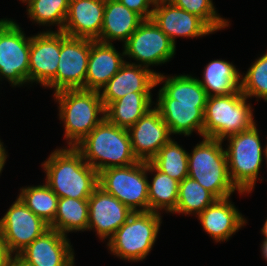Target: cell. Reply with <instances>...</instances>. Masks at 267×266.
Masks as SVG:
<instances>
[{
    "label": "cell",
    "mask_w": 267,
    "mask_h": 266,
    "mask_svg": "<svg viewBox=\"0 0 267 266\" xmlns=\"http://www.w3.org/2000/svg\"><path fill=\"white\" fill-rule=\"evenodd\" d=\"M42 165L46 184L58 198L88 199L98 186V172L75 147L57 149Z\"/></svg>",
    "instance_id": "1"
},
{
    "label": "cell",
    "mask_w": 267,
    "mask_h": 266,
    "mask_svg": "<svg viewBox=\"0 0 267 266\" xmlns=\"http://www.w3.org/2000/svg\"><path fill=\"white\" fill-rule=\"evenodd\" d=\"M75 148L98 173L107 168L125 167L139 162L132 151L128 129L115 126L106 118Z\"/></svg>",
    "instance_id": "2"
},
{
    "label": "cell",
    "mask_w": 267,
    "mask_h": 266,
    "mask_svg": "<svg viewBox=\"0 0 267 266\" xmlns=\"http://www.w3.org/2000/svg\"><path fill=\"white\" fill-rule=\"evenodd\" d=\"M54 95L59 101L60 119L65 123V138L70 139V147H75L105 118L100 92L66 89ZM98 113L103 116L98 118Z\"/></svg>",
    "instance_id": "3"
},
{
    "label": "cell",
    "mask_w": 267,
    "mask_h": 266,
    "mask_svg": "<svg viewBox=\"0 0 267 266\" xmlns=\"http://www.w3.org/2000/svg\"><path fill=\"white\" fill-rule=\"evenodd\" d=\"M222 140L204 137L188 154V177L196 180L216 199L230 197L238 190L228 173L227 155Z\"/></svg>",
    "instance_id": "4"
},
{
    "label": "cell",
    "mask_w": 267,
    "mask_h": 266,
    "mask_svg": "<svg viewBox=\"0 0 267 266\" xmlns=\"http://www.w3.org/2000/svg\"><path fill=\"white\" fill-rule=\"evenodd\" d=\"M242 92L227 96H210L204 111L203 137L224 140L249 130L255 123L250 104Z\"/></svg>",
    "instance_id": "5"
},
{
    "label": "cell",
    "mask_w": 267,
    "mask_h": 266,
    "mask_svg": "<svg viewBox=\"0 0 267 266\" xmlns=\"http://www.w3.org/2000/svg\"><path fill=\"white\" fill-rule=\"evenodd\" d=\"M160 221L159 212H133L110 238L111 252L131 261L144 259L156 241Z\"/></svg>",
    "instance_id": "6"
},
{
    "label": "cell",
    "mask_w": 267,
    "mask_h": 266,
    "mask_svg": "<svg viewBox=\"0 0 267 266\" xmlns=\"http://www.w3.org/2000/svg\"><path fill=\"white\" fill-rule=\"evenodd\" d=\"M147 161L111 167L98 173V186L133 212L149 211ZM141 206L142 209H137Z\"/></svg>",
    "instance_id": "7"
},
{
    "label": "cell",
    "mask_w": 267,
    "mask_h": 266,
    "mask_svg": "<svg viewBox=\"0 0 267 266\" xmlns=\"http://www.w3.org/2000/svg\"><path fill=\"white\" fill-rule=\"evenodd\" d=\"M228 173L239 193L252 191L262 163V147L256 126L227 137Z\"/></svg>",
    "instance_id": "8"
},
{
    "label": "cell",
    "mask_w": 267,
    "mask_h": 266,
    "mask_svg": "<svg viewBox=\"0 0 267 266\" xmlns=\"http://www.w3.org/2000/svg\"><path fill=\"white\" fill-rule=\"evenodd\" d=\"M31 37L11 20H0V75L13 85L28 82Z\"/></svg>",
    "instance_id": "9"
},
{
    "label": "cell",
    "mask_w": 267,
    "mask_h": 266,
    "mask_svg": "<svg viewBox=\"0 0 267 266\" xmlns=\"http://www.w3.org/2000/svg\"><path fill=\"white\" fill-rule=\"evenodd\" d=\"M90 39L67 36L60 31V56L56 73V92L85 89Z\"/></svg>",
    "instance_id": "10"
},
{
    "label": "cell",
    "mask_w": 267,
    "mask_h": 266,
    "mask_svg": "<svg viewBox=\"0 0 267 266\" xmlns=\"http://www.w3.org/2000/svg\"><path fill=\"white\" fill-rule=\"evenodd\" d=\"M124 44L123 56L135 58L143 62L145 67L167 62L174 55L176 47L151 19L144 20Z\"/></svg>",
    "instance_id": "11"
},
{
    "label": "cell",
    "mask_w": 267,
    "mask_h": 266,
    "mask_svg": "<svg viewBox=\"0 0 267 266\" xmlns=\"http://www.w3.org/2000/svg\"><path fill=\"white\" fill-rule=\"evenodd\" d=\"M49 229V224L35 215L19 198L0 219V231L11 253L19 254Z\"/></svg>",
    "instance_id": "12"
},
{
    "label": "cell",
    "mask_w": 267,
    "mask_h": 266,
    "mask_svg": "<svg viewBox=\"0 0 267 266\" xmlns=\"http://www.w3.org/2000/svg\"><path fill=\"white\" fill-rule=\"evenodd\" d=\"M60 56V31L44 32L31 37L28 82L36 81L55 88Z\"/></svg>",
    "instance_id": "13"
},
{
    "label": "cell",
    "mask_w": 267,
    "mask_h": 266,
    "mask_svg": "<svg viewBox=\"0 0 267 266\" xmlns=\"http://www.w3.org/2000/svg\"><path fill=\"white\" fill-rule=\"evenodd\" d=\"M88 228H95L101 239L113 234L127 221L133 213L116 197L97 186L88 198Z\"/></svg>",
    "instance_id": "14"
},
{
    "label": "cell",
    "mask_w": 267,
    "mask_h": 266,
    "mask_svg": "<svg viewBox=\"0 0 267 266\" xmlns=\"http://www.w3.org/2000/svg\"><path fill=\"white\" fill-rule=\"evenodd\" d=\"M132 151L139 161H150L171 138L167 124L154 107L128 129Z\"/></svg>",
    "instance_id": "15"
},
{
    "label": "cell",
    "mask_w": 267,
    "mask_h": 266,
    "mask_svg": "<svg viewBox=\"0 0 267 266\" xmlns=\"http://www.w3.org/2000/svg\"><path fill=\"white\" fill-rule=\"evenodd\" d=\"M151 20L175 44V37H198L214 32L201 18L168 0H157Z\"/></svg>",
    "instance_id": "16"
},
{
    "label": "cell",
    "mask_w": 267,
    "mask_h": 266,
    "mask_svg": "<svg viewBox=\"0 0 267 266\" xmlns=\"http://www.w3.org/2000/svg\"><path fill=\"white\" fill-rule=\"evenodd\" d=\"M165 76L155 73L141 64L126 63L106 83L101 96L104 108L128 93L150 92V90L164 80Z\"/></svg>",
    "instance_id": "17"
},
{
    "label": "cell",
    "mask_w": 267,
    "mask_h": 266,
    "mask_svg": "<svg viewBox=\"0 0 267 266\" xmlns=\"http://www.w3.org/2000/svg\"><path fill=\"white\" fill-rule=\"evenodd\" d=\"M66 236L50 228L19 254L33 266H73L74 255Z\"/></svg>",
    "instance_id": "18"
},
{
    "label": "cell",
    "mask_w": 267,
    "mask_h": 266,
    "mask_svg": "<svg viewBox=\"0 0 267 266\" xmlns=\"http://www.w3.org/2000/svg\"><path fill=\"white\" fill-rule=\"evenodd\" d=\"M205 106L206 103H173V99L160 89L156 109L170 134L189 136L196 129L203 136Z\"/></svg>",
    "instance_id": "19"
},
{
    "label": "cell",
    "mask_w": 267,
    "mask_h": 266,
    "mask_svg": "<svg viewBox=\"0 0 267 266\" xmlns=\"http://www.w3.org/2000/svg\"><path fill=\"white\" fill-rule=\"evenodd\" d=\"M105 2L70 0L62 32L67 36L97 40L103 25Z\"/></svg>",
    "instance_id": "20"
},
{
    "label": "cell",
    "mask_w": 267,
    "mask_h": 266,
    "mask_svg": "<svg viewBox=\"0 0 267 266\" xmlns=\"http://www.w3.org/2000/svg\"><path fill=\"white\" fill-rule=\"evenodd\" d=\"M121 54L112 43H103L90 39V53L85 78V90L100 92L106 83L125 64Z\"/></svg>",
    "instance_id": "21"
},
{
    "label": "cell",
    "mask_w": 267,
    "mask_h": 266,
    "mask_svg": "<svg viewBox=\"0 0 267 266\" xmlns=\"http://www.w3.org/2000/svg\"><path fill=\"white\" fill-rule=\"evenodd\" d=\"M228 200L229 197L216 199L198 215L204 230L216 242L227 240L246 223L235 206Z\"/></svg>",
    "instance_id": "22"
},
{
    "label": "cell",
    "mask_w": 267,
    "mask_h": 266,
    "mask_svg": "<svg viewBox=\"0 0 267 266\" xmlns=\"http://www.w3.org/2000/svg\"><path fill=\"white\" fill-rule=\"evenodd\" d=\"M143 21L139 14L128 9L120 1L105 2L103 25L97 41L110 43L113 39L126 42Z\"/></svg>",
    "instance_id": "23"
},
{
    "label": "cell",
    "mask_w": 267,
    "mask_h": 266,
    "mask_svg": "<svg viewBox=\"0 0 267 266\" xmlns=\"http://www.w3.org/2000/svg\"><path fill=\"white\" fill-rule=\"evenodd\" d=\"M150 92H132L111 102L105 108V118L115 126L129 129L151 108Z\"/></svg>",
    "instance_id": "24"
},
{
    "label": "cell",
    "mask_w": 267,
    "mask_h": 266,
    "mask_svg": "<svg viewBox=\"0 0 267 266\" xmlns=\"http://www.w3.org/2000/svg\"><path fill=\"white\" fill-rule=\"evenodd\" d=\"M240 73L234 65L224 60H214L210 62L205 70L203 81L199 80L202 88L210 96H227L241 92ZM214 94H211V91Z\"/></svg>",
    "instance_id": "25"
},
{
    "label": "cell",
    "mask_w": 267,
    "mask_h": 266,
    "mask_svg": "<svg viewBox=\"0 0 267 266\" xmlns=\"http://www.w3.org/2000/svg\"><path fill=\"white\" fill-rule=\"evenodd\" d=\"M88 199L58 198L57 211L51 229L66 235L70 231L88 228Z\"/></svg>",
    "instance_id": "26"
},
{
    "label": "cell",
    "mask_w": 267,
    "mask_h": 266,
    "mask_svg": "<svg viewBox=\"0 0 267 266\" xmlns=\"http://www.w3.org/2000/svg\"><path fill=\"white\" fill-rule=\"evenodd\" d=\"M152 184H148L149 211L165 209L174 212L177 206L179 184L167 174L158 170L150 161H147V171H154Z\"/></svg>",
    "instance_id": "27"
},
{
    "label": "cell",
    "mask_w": 267,
    "mask_h": 266,
    "mask_svg": "<svg viewBox=\"0 0 267 266\" xmlns=\"http://www.w3.org/2000/svg\"><path fill=\"white\" fill-rule=\"evenodd\" d=\"M150 162L178 182L188 177V153L172 139L160 148Z\"/></svg>",
    "instance_id": "28"
},
{
    "label": "cell",
    "mask_w": 267,
    "mask_h": 266,
    "mask_svg": "<svg viewBox=\"0 0 267 266\" xmlns=\"http://www.w3.org/2000/svg\"><path fill=\"white\" fill-rule=\"evenodd\" d=\"M18 198L47 224L54 221L58 196L47 184L24 188Z\"/></svg>",
    "instance_id": "29"
},
{
    "label": "cell",
    "mask_w": 267,
    "mask_h": 266,
    "mask_svg": "<svg viewBox=\"0 0 267 266\" xmlns=\"http://www.w3.org/2000/svg\"><path fill=\"white\" fill-rule=\"evenodd\" d=\"M216 198L190 177L184 178L179 184L177 206L174 213L199 215L206 207L211 205Z\"/></svg>",
    "instance_id": "30"
},
{
    "label": "cell",
    "mask_w": 267,
    "mask_h": 266,
    "mask_svg": "<svg viewBox=\"0 0 267 266\" xmlns=\"http://www.w3.org/2000/svg\"><path fill=\"white\" fill-rule=\"evenodd\" d=\"M161 88L173 103H206L208 95L199 79L188 75L168 77Z\"/></svg>",
    "instance_id": "31"
},
{
    "label": "cell",
    "mask_w": 267,
    "mask_h": 266,
    "mask_svg": "<svg viewBox=\"0 0 267 266\" xmlns=\"http://www.w3.org/2000/svg\"><path fill=\"white\" fill-rule=\"evenodd\" d=\"M70 0H30L28 15L40 24H59L62 31ZM49 22V23H48Z\"/></svg>",
    "instance_id": "32"
},
{
    "label": "cell",
    "mask_w": 267,
    "mask_h": 266,
    "mask_svg": "<svg viewBox=\"0 0 267 266\" xmlns=\"http://www.w3.org/2000/svg\"><path fill=\"white\" fill-rule=\"evenodd\" d=\"M240 83L241 92L247 98L256 96L267 100V53L256 59Z\"/></svg>",
    "instance_id": "33"
},
{
    "label": "cell",
    "mask_w": 267,
    "mask_h": 266,
    "mask_svg": "<svg viewBox=\"0 0 267 266\" xmlns=\"http://www.w3.org/2000/svg\"><path fill=\"white\" fill-rule=\"evenodd\" d=\"M173 5L197 15L201 18L213 31L228 26V22L223 20L216 13L211 0H168Z\"/></svg>",
    "instance_id": "34"
},
{
    "label": "cell",
    "mask_w": 267,
    "mask_h": 266,
    "mask_svg": "<svg viewBox=\"0 0 267 266\" xmlns=\"http://www.w3.org/2000/svg\"><path fill=\"white\" fill-rule=\"evenodd\" d=\"M128 9L139 14L144 20H150L153 9L148 10L150 4L155 5L157 0H119Z\"/></svg>",
    "instance_id": "35"
},
{
    "label": "cell",
    "mask_w": 267,
    "mask_h": 266,
    "mask_svg": "<svg viewBox=\"0 0 267 266\" xmlns=\"http://www.w3.org/2000/svg\"><path fill=\"white\" fill-rule=\"evenodd\" d=\"M12 253L10 252L6 241L4 240L3 234L0 231V266H7L11 258Z\"/></svg>",
    "instance_id": "36"
},
{
    "label": "cell",
    "mask_w": 267,
    "mask_h": 266,
    "mask_svg": "<svg viewBox=\"0 0 267 266\" xmlns=\"http://www.w3.org/2000/svg\"><path fill=\"white\" fill-rule=\"evenodd\" d=\"M7 266H33L30 262L25 260L20 254H16L15 256L10 258Z\"/></svg>",
    "instance_id": "37"
},
{
    "label": "cell",
    "mask_w": 267,
    "mask_h": 266,
    "mask_svg": "<svg viewBox=\"0 0 267 266\" xmlns=\"http://www.w3.org/2000/svg\"><path fill=\"white\" fill-rule=\"evenodd\" d=\"M6 157L7 155L5 153V149L3 147V144L0 142V173L4 167Z\"/></svg>",
    "instance_id": "38"
},
{
    "label": "cell",
    "mask_w": 267,
    "mask_h": 266,
    "mask_svg": "<svg viewBox=\"0 0 267 266\" xmlns=\"http://www.w3.org/2000/svg\"><path fill=\"white\" fill-rule=\"evenodd\" d=\"M261 247H262V254L264 256V259H266L267 261V240L263 241V245Z\"/></svg>",
    "instance_id": "39"
},
{
    "label": "cell",
    "mask_w": 267,
    "mask_h": 266,
    "mask_svg": "<svg viewBox=\"0 0 267 266\" xmlns=\"http://www.w3.org/2000/svg\"><path fill=\"white\" fill-rule=\"evenodd\" d=\"M261 230H262V233L265 236L264 240H267V219H266L265 224H264V226H263V228Z\"/></svg>",
    "instance_id": "40"
},
{
    "label": "cell",
    "mask_w": 267,
    "mask_h": 266,
    "mask_svg": "<svg viewBox=\"0 0 267 266\" xmlns=\"http://www.w3.org/2000/svg\"><path fill=\"white\" fill-rule=\"evenodd\" d=\"M264 152H265V158L267 159V146H265V149H264Z\"/></svg>",
    "instance_id": "41"
},
{
    "label": "cell",
    "mask_w": 267,
    "mask_h": 266,
    "mask_svg": "<svg viewBox=\"0 0 267 266\" xmlns=\"http://www.w3.org/2000/svg\"><path fill=\"white\" fill-rule=\"evenodd\" d=\"M103 2H108V1H119V0H102Z\"/></svg>",
    "instance_id": "42"
},
{
    "label": "cell",
    "mask_w": 267,
    "mask_h": 266,
    "mask_svg": "<svg viewBox=\"0 0 267 266\" xmlns=\"http://www.w3.org/2000/svg\"><path fill=\"white\" fill-rule=\"evenodd\" d=\"M29 1H30V0H22V2H27V3H28Z\"/></svg>",
    "instance_id": "43"
}]
</instances>
